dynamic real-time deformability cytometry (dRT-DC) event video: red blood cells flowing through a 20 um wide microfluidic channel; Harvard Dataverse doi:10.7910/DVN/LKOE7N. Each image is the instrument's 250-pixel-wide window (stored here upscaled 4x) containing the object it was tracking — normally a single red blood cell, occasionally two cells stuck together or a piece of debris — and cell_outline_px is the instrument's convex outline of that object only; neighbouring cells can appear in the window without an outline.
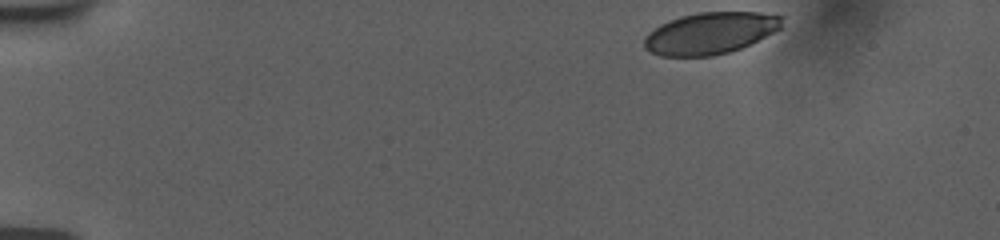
{"species": "human", "species_latin": "Homo sapiens", "temperature_condition": "room temperature", "stored_images_in_passage": 43, "camera_frame_rate_fps": 3000, "um_per_image_px": 0.085, "donor": {"sex": "female"}, "frame": {"image": 1, "passage_image": 1, "time_ms": 0.0, "image_size_px": [1000, 240], "cell_outline_px": [[784, 16], [780, 28], [740, 48], [728, 52], [712, 56], [660, 56], [644, 48], [644, 36], [648, 32], [660, 24], [668, 20], [680, 16], [696, 12], [760, 12]], "centroid_in_image_um": [60.32, 2.81], "position_along_channel_um": 24.7, "area_um2": 33.41}}
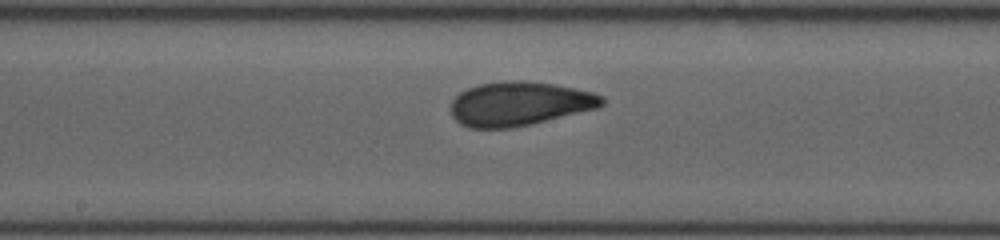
{"frame": {"image": 2, "passage_image": 24, "time_ms": 7.667, "image_size_px": [1000, 240], "cell_outline_px": [[604, 104], [596, 108], [512, 128], [472, 128], [460, 124], [452, 116], [452, 100], [460, 92], [468, 88], [480, 84], [512, 80], [524, 80], [552, 84], [592, 92], [600, 96], [604, 100]], "centroid_in_image_um": [44.1, 8.81], "position_along_channel_um": 204.1, "area_um2": 38.21}}
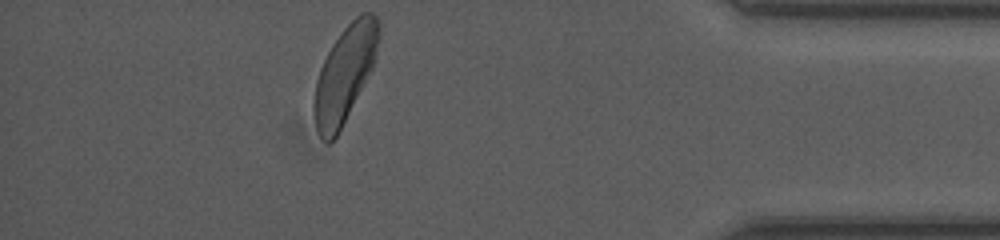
{"frame": {"image": 3, "passage_image": 43, "time_ms": 14.0, "image_size_px": [1000, 240], "cell_outline_px": [[380, 40], [376, 56], [372, 68], [340, 132], [328, 144], [320, 136], [316, 128], [312, 112], [312, 104], [316, 80], [320, 68], [332, 44], [340, 32], [360, 12], [372, 12], [380, 20]], "centroid_in_image_um": [29.31, 6.27], "position_along_channel_um": 405.9, "area_um2": 36.65}, "authors_computed_cell_mechanics": {"area_um2": 37.57, "velocity_mm_per_s": 3.7433, "shape_relaxation_time_tau1_ms": 2.7829, "shape_relaxation_time_tau2_ms": 0.9875, "deformation_change_tau1": 0.1318, "deformation_change_tau2": 0.0658}}